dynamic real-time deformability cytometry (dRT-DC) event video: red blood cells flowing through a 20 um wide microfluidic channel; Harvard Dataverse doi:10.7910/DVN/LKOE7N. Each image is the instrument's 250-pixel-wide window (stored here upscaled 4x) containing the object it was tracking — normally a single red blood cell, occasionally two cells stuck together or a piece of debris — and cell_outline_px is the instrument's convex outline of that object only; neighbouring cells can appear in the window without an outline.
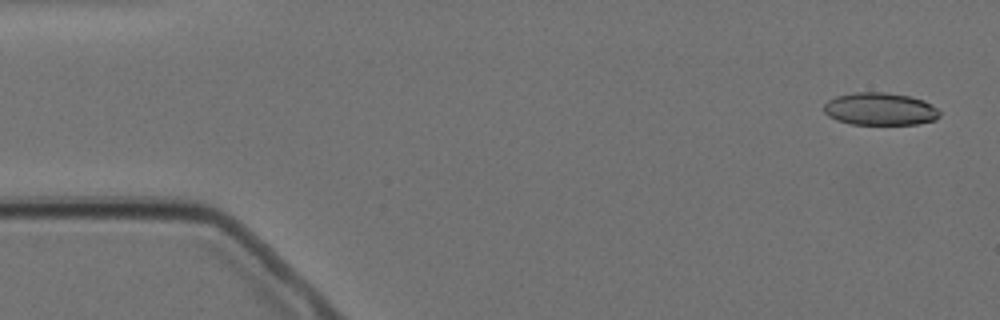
{"species": "Egyptian fruit bat (a non-hibernating species)", "species_latin": "Rousettus aegyptiacus", "temperature_condition": "cold", "stored_images_in_passage": 4, "camera_frame_rate_fps": 3000, "um_per_image_px": 0.085, "animal": {"sex": "female"}, "frame": {"image": 1, "passage_image": 1, "time_ms": 0.0, "image_size_px": [1000, 320], "cell_outline_px": [[940, 116], [936, 120], [916, 124], [852, 124], [836, 120], [828, 116], [824, 112], [824, 104], [828, 100], [836, 96], [856, 92], [884, 92], [908, 96], [924, 100], [936, 108], [940, 112]], "centroid_in_image_um": [74.79, 9.27], "position_along_channel_um": 10.2, "area_um2": 21.96}}
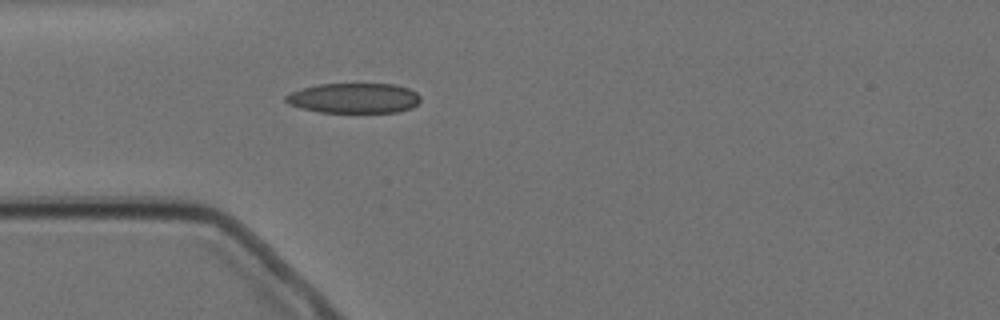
{"frame": {"image": 2, "passage_image": 4, "time_ms": 4.333, "image_size_px": [1000, 320], "cell_outline_px": [[420, 100], [412, 108], [396, 112], [320, 112], [300, 108], [288, 104], [284, 100], [284, 96], [292, 92], [304, 88], [320, 84], [396, 84], [408, 88], [416, 92], [420, 96]], "centroid_in_image_um": [30.09, 8.34], "position_along_channel_um": 54.9, "area_um2": 23.58}}